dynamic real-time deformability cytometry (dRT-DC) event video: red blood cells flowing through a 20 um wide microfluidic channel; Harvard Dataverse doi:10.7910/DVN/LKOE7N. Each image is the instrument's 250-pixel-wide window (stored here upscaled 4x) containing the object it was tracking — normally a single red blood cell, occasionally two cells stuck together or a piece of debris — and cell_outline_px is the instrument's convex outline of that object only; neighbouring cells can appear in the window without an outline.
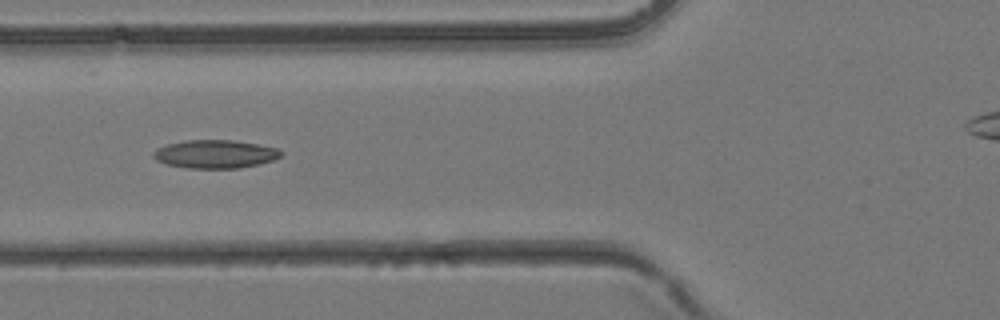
{"species": "common noctule bat (a hibernating species)", "species_latin": "Nyctalus noctula", "temperature_condition": "room temperature", "stored_images_in_passage": 35, "camera_frame_rate_fps": 3000, "um_per_image_px": 0.085, "animal": {"sex": "female", "body_mass_g": 24.6, "forearm_length_mm": 56.2}, "frame": {"image": 1, "passage_image": 15, "time_ms": 4.667, "image_size_px": [1000, 320], "cell_outline_px": [[284, 152], [280, 156], [272, 160], [240, 168], [188, 168], [168, 164], [156, 160], [152, 156], [152, 152], [156, 148], [168, 144], [184, 140], [236, 140], [276, 148]], "centroid_in_image_um": [18.25, 13.09], "position_along_channel_um": 107.5, "area_um2": 20.92}}
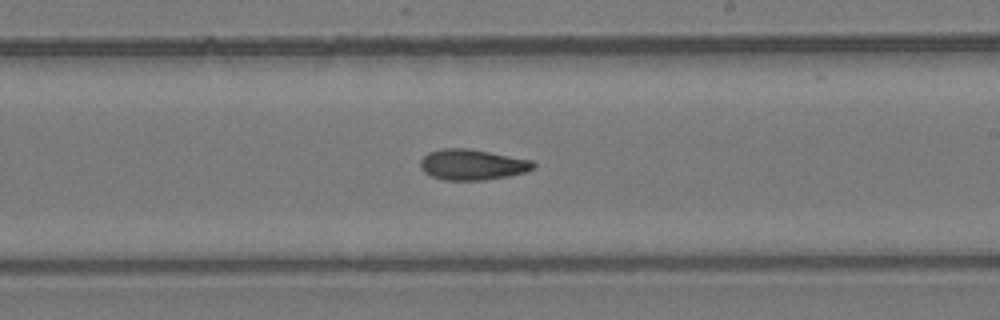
{"frame": {"image": 2, "passage_image": 23, "time_ms": 7.333, "image_size_px": [1000, 320], "cell_outline_px": [[536, 168], [524, 172], [508, 176], [484, 180], [444, 180], [432, 176], [424, 172], [420, 164], [420, 160], [428, 152], [440, 148], [468, 148], [532, 160], [536, 164]], "centroid_in_image_um": [40.14, 13.99], "position_along_channel_um": 248.9, "area_um2": 20.23}}
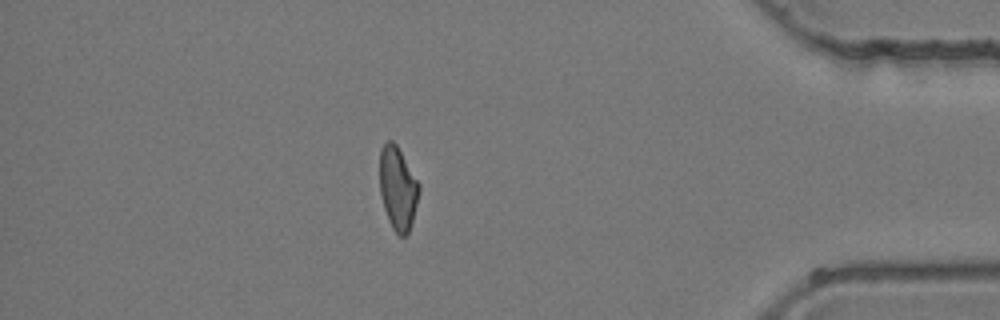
{"frame": {"image": 3, "passage_image": 34, "time_ms": 11.0, "image_size_px": [1000, 320], "cell_outline_px": [[420, 188], [412, 220], [408, 232], [404, 236], [400, 236], [392, 228], [388, 220], [384, 208], [380, 192], [380, 148], [388, 140], [392, 140], [396, 144], [420, 184]], "centroid_in_image_um": [33.8, 15.98], "position_along_channel_um": 401.4, "area_um2": 18.84}}